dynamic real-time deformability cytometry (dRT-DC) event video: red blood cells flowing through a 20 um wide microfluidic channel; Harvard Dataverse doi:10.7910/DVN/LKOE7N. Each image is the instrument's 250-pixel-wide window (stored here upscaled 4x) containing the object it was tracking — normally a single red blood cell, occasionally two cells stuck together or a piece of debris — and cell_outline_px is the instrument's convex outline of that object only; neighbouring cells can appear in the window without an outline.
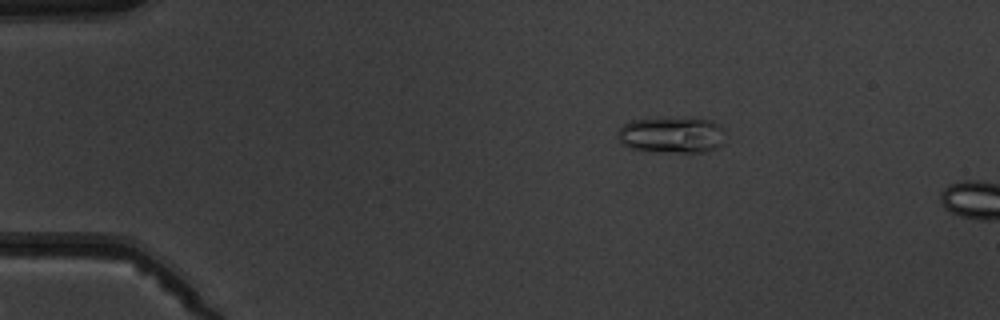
{"species": "common noctule bat (a hibernating species)", "species_latin": "Nyctalus noctula", "temperature_condition": "warm", "stored_images_in_passage": 3, "camera_frame_rate_fps": 3000, "um_per_image_px": 0.085, "animal": {"sex": "male", "body_mass_g": 19.5, "forearm_length_mm": 54.6}, "frame": {"image": 1, "passage_image": 2, "time_ms": 1.333, "image_size_px": [1000, 320], "cell_outline_px": [[720, 144], [716, 148], [704, 152], [680, 152], [632, 148], [620, 144], [616, 136], [620, 128], [624, 124], [632, 120], [712, 120], [720, 128]], "centroid_in_image_um": [57.0, 11.5], "position_along_channel_um": 28.0, "area_um2": 21.27}}